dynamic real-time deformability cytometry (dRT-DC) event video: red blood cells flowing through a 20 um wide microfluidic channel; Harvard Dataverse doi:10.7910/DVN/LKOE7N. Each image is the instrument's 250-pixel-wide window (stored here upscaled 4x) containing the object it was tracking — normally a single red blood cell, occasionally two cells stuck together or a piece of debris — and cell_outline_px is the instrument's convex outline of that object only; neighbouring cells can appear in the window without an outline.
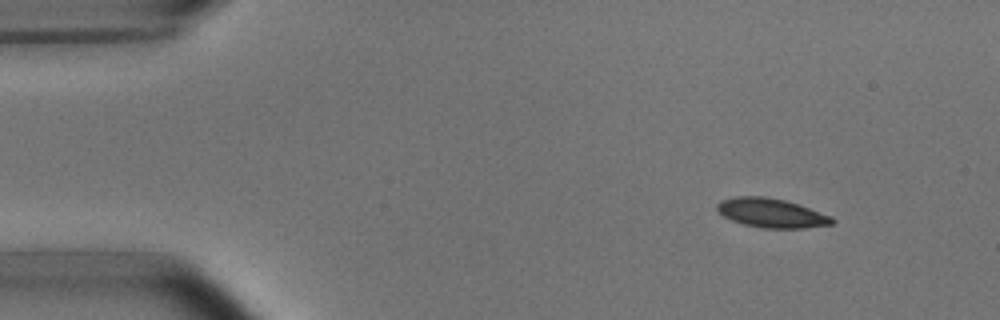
{"species": "common noctule bat (a hibernating species)", "species_latin": "Nyctalus noctula", "temperature_condition": "room temperature", "stored_images_in_passage": 4, "camera_frame_rate_fps": 3000, "um_per_image_px": 0.085, "animal": {"sex": "male", "body_mass_g": 15.6}, "frame": {"image": 1, "passage_image": 1, "time_ms": 0.0, "image_size_px": [1000, 320], "cell_outline_px": [[836, 220], [832, 224], [804, 228], [764, 228], [744, 224], [732, 220], [724, 216], [716, 208], [716, 204], [720, 200], [736, 196], [764, 196], [784, 200], [800, 204], [832, 216]], "centroid_in_image_um": [65.59, 18.09], "position_along_channel_um": 19.4, "area_um2": 19.59}}